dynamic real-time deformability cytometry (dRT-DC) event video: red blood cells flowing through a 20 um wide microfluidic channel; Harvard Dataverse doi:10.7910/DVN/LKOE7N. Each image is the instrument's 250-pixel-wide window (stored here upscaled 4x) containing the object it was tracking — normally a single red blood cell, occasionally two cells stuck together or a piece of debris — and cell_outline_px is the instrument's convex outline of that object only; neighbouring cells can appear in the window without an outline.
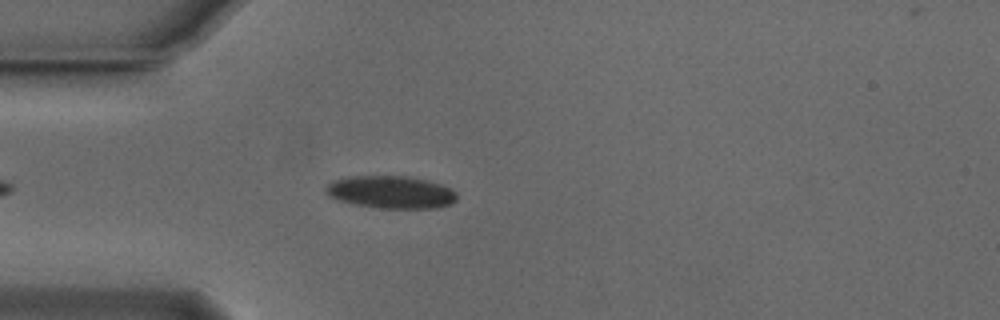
{"species": "Egyptian fruit bat (a non-hibernating species)", "species_latin": "Rousettus aegyptiacus", "temperature_condition": "cold", "stored_images_in_passage": 44, "camera_frame_rate_fps": 3000, "um_per_image_px": 0.085, "animal": {"sex": "male"}, "frame": {"image": 1, "passage_image": 6, "time_ms": 1.667, "image_size_px": [1000, 320], "cell_outline_px": [[456, 200], [448, 204], [436, 208], [380, 208], [356, 204], [340, 200], [328, 196], [324, 192], [324, 188], [332, 180], [348, 176], [408, 176], [428, 180], [452, 188], [456, 192]], "centroid_in_image_um": [33.21, 16.32], "position_along_channel_um": 51.8, "area_um2": 24.91}}
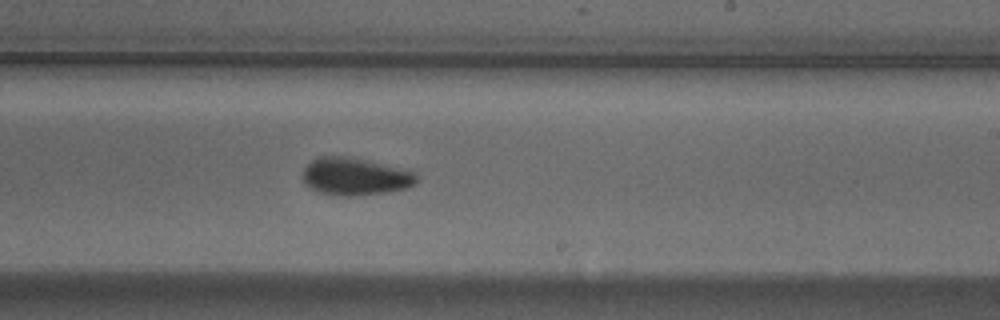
{"frame": {"image": 2, "passage_image": 23, "time_ms": 7.333, "image_size_px": [1000, 320], "cell_outline_px": [[416, 184], [408, 188], [384, 192], [356, 196], [336, 196], [320, 192], [312, 188], [304, 180], [304, 168], [312, 160], [320, 156], [344, 156], [404, 168], [416, 172]], "centroid_in_image_um": [30.22, 15.01], "position_along_channel_um": 258.8, "area_um2": 24.68}}
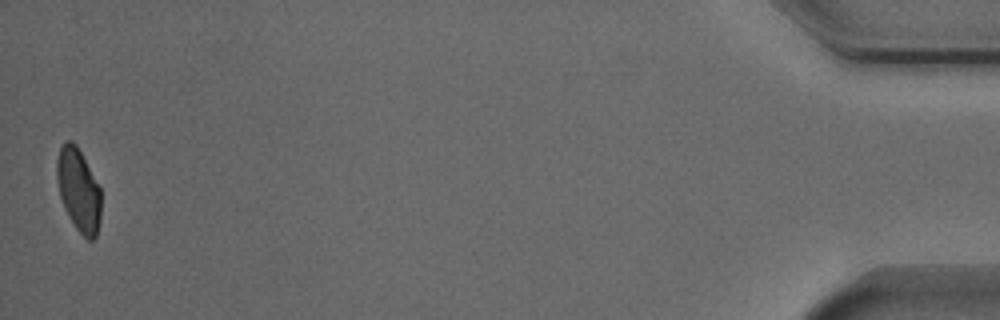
{"frame": {"image": 3, "passage_image": 44, "time_ms": 14.333, "image_size_px": [1000, 320], "cell_outline_px": [[100, 220], [96, 236], [92, 240], [88, 240], [76, 228], [68, 216], [64, 208], [60, 196], [56, 176], [56, 160], [60, 148], [64, 140], [72, 140], [76, 144], [100, 188]], "centroid_in_image_um": [6.66, 16.13], "position_along_channel_um": 428.5, "area_um2": 21.27}, "authors_computed_cell_mechanics": {"area_um2": 23.5246, "velocity_mm_per_s": 3.8229, "shape_relaxation_time_tau1_ms": 5.4213, "shape_relaxation_time_tau2_ms": 2.9726, "deformation_change_tau1": 0.162, "deformation_change_tau2": 0.0764}}